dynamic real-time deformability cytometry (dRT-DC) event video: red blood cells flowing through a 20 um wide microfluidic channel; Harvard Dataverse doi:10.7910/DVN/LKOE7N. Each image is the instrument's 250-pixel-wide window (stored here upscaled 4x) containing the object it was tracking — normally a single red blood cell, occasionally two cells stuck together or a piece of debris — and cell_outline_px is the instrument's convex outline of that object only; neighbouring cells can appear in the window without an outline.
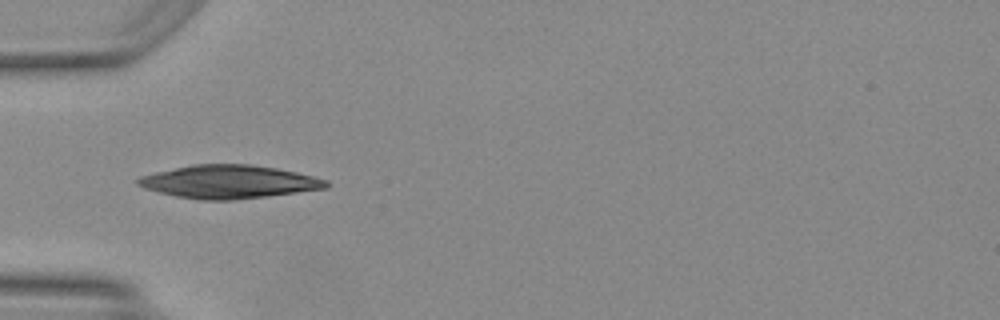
{"species": "Egyptian fruit bat (a non-hibernating species)", "species_latin": "Rousettus aegyptiacus", "temperature_condition": "warm", "stored_images_in_passage": 30, "camera_frame_rate_fps": 3000, "um_per_image_px": 0.085, "animal": {"sex": "female"}, "frame": {"image": 1, "passage_image": 16, "time_ms": 5.0, "image_size_px": [1000, 320], "cell_outline_px": [[328, 188], [268, 196], [232, 200], [200, 200], [176, 196], [144, 188], [136, 184], [136, 180], [140, 176], [156, 172], [192, 164], [252, 164], [276, 168], [296, 172], [328, 180]], "centroid_in_image_um": [19.45, 15.45], "position_along_channel_um": 65.5, "area_um2": 36.36}}